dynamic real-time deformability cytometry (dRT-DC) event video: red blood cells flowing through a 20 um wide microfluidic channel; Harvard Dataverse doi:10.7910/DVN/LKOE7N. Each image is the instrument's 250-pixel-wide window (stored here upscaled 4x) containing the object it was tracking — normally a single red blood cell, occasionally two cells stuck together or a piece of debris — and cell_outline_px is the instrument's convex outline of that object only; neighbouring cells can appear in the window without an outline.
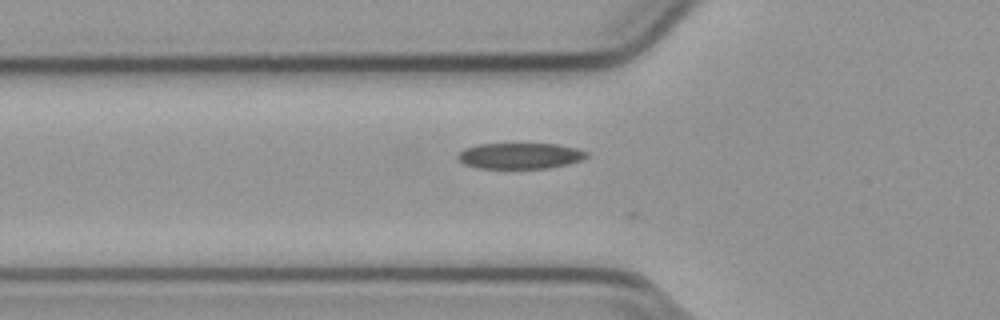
{"species": "common noctule bat (a hibernating species)", "species_latin": "Nyctalus noctula", "temperature_condition": "cold", "stored_images_in_passage": 12, "camera_frame_rate_fps": 3000, "um_per_image_px": 0.085, "animal": {"sex": "male", "body_mass_g": 23.1, "forearm_length_mm": 52.7}, "frame": {"image": 1, "passage_image": 5, "time_ms": 1.333, "image_size_px": [1000, 320], "cell_outline_px": [[588, 156], [580, 160], [548, 168], [476, 168], [464, 164], [456, 156], [464, 148], [480, 144], [556, 144], [576, 148], [588, 152]], "centroid_in_image_um": [44.17, 13.24], "position_along_channel_um": 81.6, "area_um2": 19.25}}
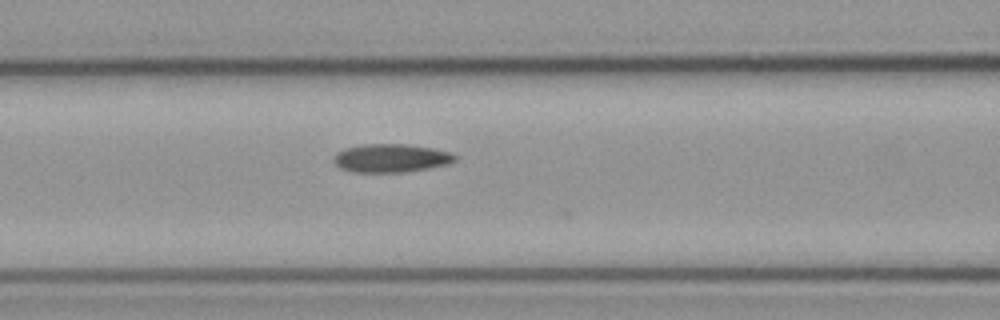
{"frame": {"image": 2, "passage_image": 9, "time_ms": 2.667, "image_size_px": [1000, 320], "cell_outline_px": [[456, 160], [448, 164], [428, 168], [404, 172], [352, 172], [340, 168], [332, 160], [332, 156], [336, 152], [344, 148], [364, 144], [408, 144], [432, 148], [452, 152], [456, 156]], "centroid_in_image_um": [33.21, 13.43], "position_along_channel_um": 133.4, "area_um2": 20.23}}